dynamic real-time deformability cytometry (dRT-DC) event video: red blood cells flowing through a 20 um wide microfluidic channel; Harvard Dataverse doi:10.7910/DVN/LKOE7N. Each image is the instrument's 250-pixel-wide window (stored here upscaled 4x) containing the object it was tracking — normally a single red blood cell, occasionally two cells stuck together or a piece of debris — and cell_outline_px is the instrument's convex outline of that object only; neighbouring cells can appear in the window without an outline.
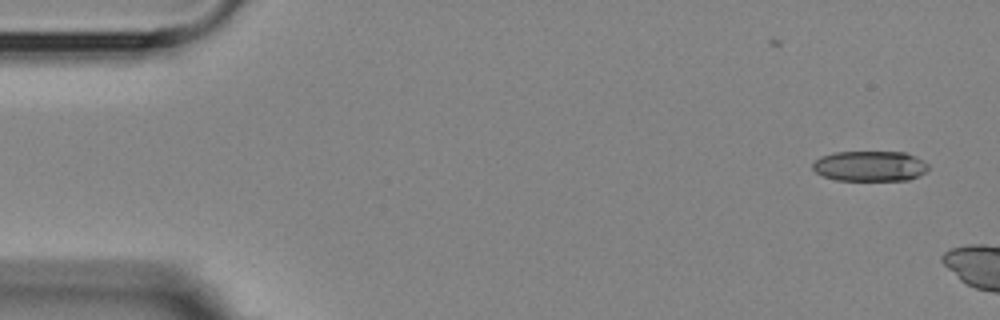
{"species": "Egyptian fruit bat (a non-hibernating species)", "species_latin": "Rousettus aegyptiacus", "temperature_condition": "room temperature", "stored_images_in_passage": 4, "camera_frame_rate_fps": 3000, "um_per_image_px": 0.085, "animal": {"sex": "female"}, "frame": {"image": 1, "passage_image": 2, "time_ms": 1.333, "image_size_px": [1000, 320], "cell_outline_px": [[928, 168], [924, 172], [908, 180], [836, 180], [824, 176], [816, 172], [812, 168], [812, 164], [820, 156], [836, 152], [904, 152], [916, 156], [928, 164]], "centroid_in_image_um": [73.92, 14.11], "position_along_channel_um": 11.1, "area_um2": 20.35}}